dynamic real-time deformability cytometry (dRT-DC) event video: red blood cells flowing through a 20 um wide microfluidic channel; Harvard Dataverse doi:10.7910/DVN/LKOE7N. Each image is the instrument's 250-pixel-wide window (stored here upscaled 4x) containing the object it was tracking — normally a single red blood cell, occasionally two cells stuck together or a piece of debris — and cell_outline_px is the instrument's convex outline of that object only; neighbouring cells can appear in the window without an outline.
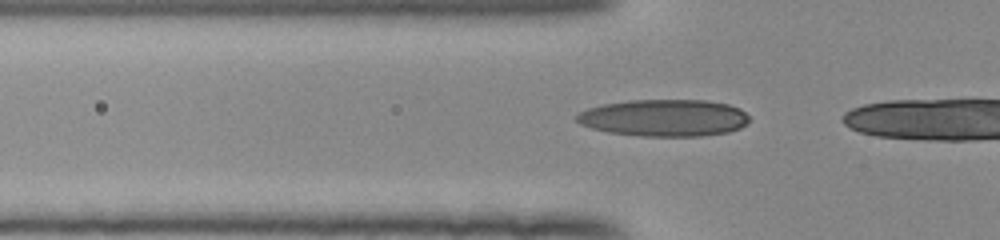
{"species": "human", "species_latin": "Homo sapiens", "temperature_condition": "room temperature", "stored_images_in_passage": 26, "camera_frame_rate_fps": 3000, "um_per_image_px": 0.085, "donor": {"sex": "female"}, "frame": {"image": 1, "passage_image": 14, "time_ms": 4.333, "image_size_px": [1000, 240], "cell_outline_px": [[752, 120], [748, 124], [740, 128], [728, 132], [700, 136], [640, 136], [608, 132], [592, 128], [580, 124], [576, 120], [576, 116], [580, 112], [588, 108], [604, 104], [628, 100], [704, 100], [728, 104], [740, 108]], "centroid_in_image_um": [56.48, 10.02], "position_along_channel_um": 69.3, "area_um2": 37.34}}
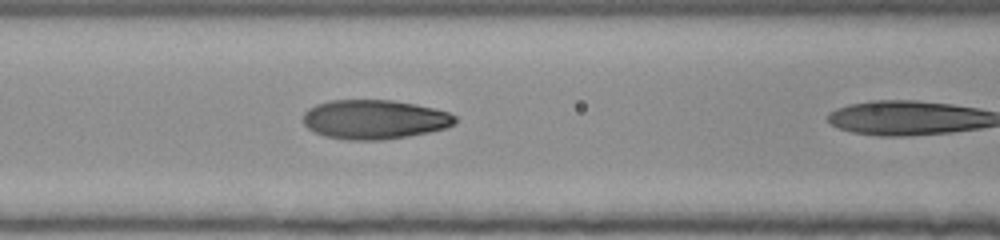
{"frame": {"image": 2, "passage_image": 19, "time_ms": 6.0, "image_size_px": [1000, 240], "cell_outline_px": [[456, 124], [448, 128], [408, 136], [380, 140], [344, 140], [324, 136], [308, 128], [304, 124], [304, 112], [308, 108], [316, 104], [328, 100], [392, 100], [416, 104], [436, 108], [448, 112], [456, 116]], "centroid_in_image_um": [31.85, 10.15], "position_along_channel_um": 134.8, "area_um2": 35.08}}
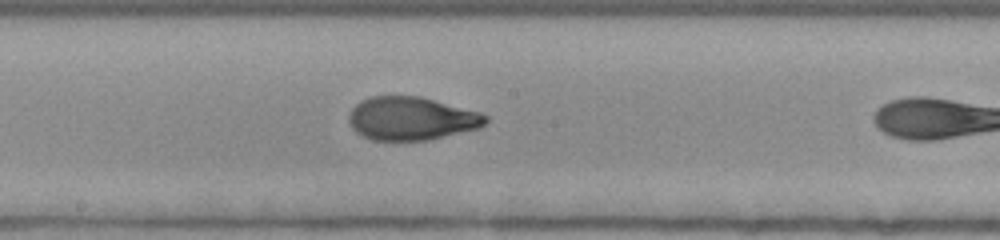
{"frame": {"image": 3, "passage_image": 25, "time_ms": 8.0, "image_size_px": [1000, 240], "cell_outline_px": [[488, 120], [480, 128], [428, 140], [372, 140], [356, 132], [352, 128], [348, 120], [348, 116], [352, 108], [360, 100], [372, 96], [420, 96], [480, 112], [488, 116]], "centroid_in_image_um": [34.96, 10.07], "position_along_channel_um": 213.2, "area_um2": 34.51}}